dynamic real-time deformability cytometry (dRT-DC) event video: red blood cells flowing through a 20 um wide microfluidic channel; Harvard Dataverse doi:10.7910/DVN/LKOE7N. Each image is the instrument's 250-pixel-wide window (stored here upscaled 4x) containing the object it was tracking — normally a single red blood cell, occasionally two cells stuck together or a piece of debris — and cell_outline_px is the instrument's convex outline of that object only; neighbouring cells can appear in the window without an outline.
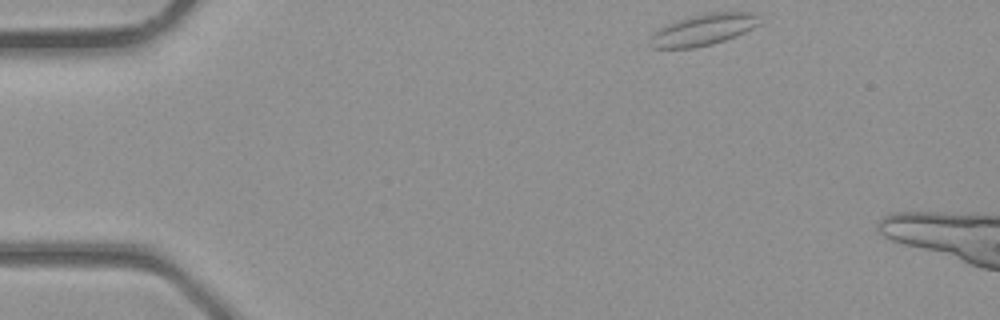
{"species": "common noctule bat (a hibernating species)", "species_latin": "Nyctalus noctula", "temperature_condition": "room temperature", "stored_images_in_passage": 4, "camera_frame_rate_fps": 3000, "um_per_image_px": 0.085, "animal": {"sex": "male", "body_mass_g": 23.1, "forearm_length_mm": 52.7}, "frame": {"image": 1, "passage_image": 1, "time_ms": 0.0, "image_size_px": [1000, 320], "cell_outline_px": [[760, 24], [736, 36], [712, 44], [692, 48], [652, 48], [648, 44], [652, 32], [676, 20], [704, 12], [756, 12]], "centroid_in_image_um": [59.75, 2.52], "position_along_channel_um": 25.3, "area_um2": 20.11}}